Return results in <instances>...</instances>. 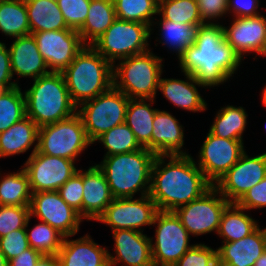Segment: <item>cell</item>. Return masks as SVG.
<instances>
[{
    "label": "cell",
    "mask_w": 266,
    "mask_h": 266,
    "mask_svg": "<svg viewBox=\"0 0 266 266\" xmlns=\"http://www.w3.org/2000/svg\"><path fill=\"white\" fill-rule=\"evenodd\" d=\"M121 60L124 61L120 66L113 69V86L129 99L139 97L153 102L162 73V59L147 51Z\"/></svg>",
    "instance_id": "obj_6"
},
{
    "label": "cell",
    "mask_w": 266,
    "mask_h": 266,
    "mask_svg": "<svg viewBox=\"0 0 266 266\" xmlns=\"http://www.w3.org/2000/svg\"><path fill=\"white\" fill-rule=\"evenodd\" d=\"M91 0H56L67 26L79 30L86 21Z\"/></svg>",
    "instance_id": "obj_41"
},
{
    "label": "cell",
    "mask_w": 266,
    "mask_h": 266,
    "mask_svg": "<svg viewBox=\"0 0 266 266\" xmlns=\"http://www.w3.org/2000/svg\"><path fill=\"white\" fill-rule=\"evenodd\" d=\"M150 31L147 24L116 19L92 47L113 65L115 59L149 51L146 46Z\"/></svg>",
    "instance_id": "obj_7"
},
{
    "label": "cell",
    "mask_w": 266,
    "mask_h": 266,
    "mask_svg": "<svg viewBox=\"0 0 266 266\" xmlns=\"http://www.w3.org/2000/svg\"><path fill=\"white\" fill-rule=\"evenodd\" d=\"M149 194L140 199L114 198L104 213L97 219L114 230H138L137 227L152 225L158 212Z\"/></svg>",
    "instance_id": "obj_14"
},
{
    "label": "cell",
    "mask_w": 266,
    "mask_h": 266,
    "mask_svg": "<svg viewBox=\"0 0 266 266\" xmlns=\"http://www.w3.org/2000/svg\"><path fill=\"white\" fill-rule=\"evenodd\" d=\"M183 130L171 114L157 110L153 120L151 151L156 155H186L183 146Z\"/></svg>",
    "instance_id": "obj_23"
},
{
    "label": "cell",
    "mask_w": 266,
    "mask_h": 266,
    "mask_svg": "<svg viewBox=\"0 0 266 266\" xmlns=\"http://www.w3.org/2000/svg\"><path fill=\"white\" fill-rule=\"evenodd\" d=\"M116 19L113 0H91L86 21L78 30L83 43L92 45Z\"/></svg>",
    "instance_id": "obj_28"
},
{
    "label": "cell",
    "mask_w": 266,
    "mask_h": 266,
    "mask_svg": "<svg viewBox=\"0 0 266 266\" xmlns=\"http://www.w3.org/2000/svg\"><path fill=\"white\" fill-rule=\"evenodd\" d=\"M38 50L52 72H63L83 49L77 30L63 29L32 33Z\"/></svg>",
    "instance_id": "obj_13"
},
{
    "label": "cell",
    "mask_w": 266,
    "mask_h": 266,
    "mask_svg": "<svg viewBox=\"0 0 266 266\" xmlns=\"http://www.w3.org/2000/svg\"><path fill=\"white\" fill-rule=\"evenodd\" d=\"M97 140L101 141L108 150L105 156L128 153L143 148L125 122L111 128Z\"/></svg>",
    "instance_id": "obj_37"
},
{
    "label": "cell",
    "mask_w": 266,
    "mask_h": 266,
    "mask_svg": "<svg viewBox=\"0 0 266 266\" xmlns=\"http://www.w3.org/2000/svg\"><path fill=\"white\" fill-rule=\"evenodd\" d=\"M12 75L37 79L48 74L47 65L40 54L32 34L17 37L9 49Z\"/></svg>",
    "instance_id": "obj_22"
},
{
    "label": "cell",
    "mask_w": 266,
    "mask_h": 266,
    "mask_svg": "<svg viewBox=\"0 0 266 266\" xmlns=\"http://www.w3.org/2000/svg\"><path fill=\"white\" fill-rule=\"evenodd\" d=\"M128 104L129 98L114 86L94 99L80 104L82 109L77 113L91 143L111 128L125 122Z\"/></svg>",
    "instance_id": "obj_8"
},
{
    "label": "cell",
    "mask_w": 266,
    "mask_h": 266,
    "mask_svg": "<svg viewBox=\"0 0 266 266\" xmlns=\"http://www.w3.org/2000/svg\"><path fill=\"white\" fill-rule=\"evenodd\" d=\"M36 266H58V260L55 255H43Z\"/></svg>",
    "instance_id": "obj_50"
},
{
    "label": "cell",
    "mask_w": 266,
    "mask_h": 266,
    "mask_svg": "<svg viewBox=\"0 0 266 266\" xmlns=\"http://www.w3.org/2000/svg\"><path fill=\"white\" fill-rule=\"evenodd\" d=\"M29 178L25 170L8 174L0 181V206H30Z\"/></svg>",
    "instance_id": "obj_32"
},
{
    "label": "cell",
    "mask_w": 266,
    "mask_h": 266,
    "mask_svg": "<svg viewBox=\"0 0 266 266\" xmlns=\"http://www.w3.org/2000/svg\"><path fill=\"white\" fill-rule=\"evenodd\" d=\"M0 266H8V261L4 256L3 252L0 250Z\"/></svg>",
    "instance_id": "obj_52"
},
{
    "label": "cell",
    "mask_w": 266,
    "mask_h": 266,
    "mask_svg": "<svg viewBox=\"0 0 266 266\" xmlns=\"http://www.w3.org/2000/svg\"><path fill=\"white\" fill-rule=\"evenodd\" d=\"M265 249V230L258 227L249 236L217 249L218 266H254Z\"/></svg>",
    "instance_id": "obj_20"
},
{
    "label": "cell",
    "mask_w": 266,
    "mask_h": 266,
    "mask_svg": "<svg viewBox=\"0 0 266 266\" xmlns=\"http://www.w3.org/2000/svg\"><path fill=\"white\" fill-rule=\"evenodd\" d=\"M28 248H30V245L27 239L26 228L12 231L0 238V250L3 252L7 261L15 258Z\"/></svg>",
    "instance_id": "obj_44"
},
{
    "label": "cell",
    "mask_w": 266,
    "mask_h": 266,
    "mask_svg": "<svg viewBox=\"0 0 266 266\" xmlns=\"http://www.w3.org/2000/svg\"><path fill=\"white\" fill-rule=\"evenodd\" d=\"M113 200L106 178L97 165L83 172V218L97 220Z\"/></svg>",
    "instance_id": "obj_21"
},
{
    "label": "cell",
    "mask_w": 266,
    "mask_h": 266,
    "mask_svg": "<svg viewBox=\"0 0 266 266\" xmlns=\"http://www.w3.org/2000/svg\"><path fill=\"white\" fill-rule=\"evenodd\" d=\"M162 35L169 47L178 51V57L189 46L195 44L198 31L203 24L191 25L187 23L172 22L169 20L160 21Z\"/></svg>",
    "instance_id": "obj_35"
},
{
    "label": "cell",
    "mask_w": 266,
    "mask_h": 266,
    "mask_svg": "<svg viewBox=\"0 0 266 266\" xmlns=\"http://www.w3.org/2000/svg\"><path fill=\"white\" fill-rule=\"evenodd\" d=\"M30 206H0V238L28 227Z\"/></svg>",
    "instance_id": "obj_40"
},
{
    "label": "cell",
    "mask_w": 266,
    "mask_h": 266,
    "mask_svg": "<svg viewBox=\"0 0 266 266\" xmlns=\"http://www.w3.org/2000/svg\"><path fill=\"white\" fill-rule=\"evenodd\" d=\"M12 77L13 75L9 50L6 49L4 43L0 42V85H4L8 89L18 86V84L15 82H9Z\"/></svg>",
    "instance_id": "obj_47"
},
{
    "label": "cell",
    "mask_w": 266,
    "mask_h": 266,
    "mask_svg": "<svg viewBox=\"0 0 266 266\" xmlns=\"http://www.w3.org/2000/svg\"><path fill=\"white\" fill-rule=\"evenodd\" d=\"M58 235V236H57ZM65 236L49 224L42 222L35 226L31 233L27 232L29 245L42 255H57Z\"/></svg>",
    "instance_id": "obj_39"
},
{
    "label": "cell",
    "mask_w": 266,
    "mask_h": 266,
    "mask_svg": "<svg viewBox=\"0 0 266 266\" xmlns=\"http://www.w3.org/2000/svg\"><path fill=\"white\" fill-rule=\"evenodd\" d=\"M243 210L236 203H231L223 211L218 230V234L224 238L223 243L238 241L258 228L256 221L244 214Z\"/></svg>",
    "instance_id": "obj_30"
},
{
    "label": "cell",
    "mask_w": 266,
    "mask_h": 266,
    "mask_svg": "<svg viewBox=\"0 0 266 266\" xmlns=\"http://www.w3.org/2000/svg\"><path fill=\"white\" fill-rule=\"evenodd\" d=\"M31 34L71 29L67 26L56 0H25Z\"/></svg>",
    "instance_id": "obj_26"
},
{
    "label": "cell",
    "mask_w": 266,
    "mask_h": 266,
    "mask_svg": "<svg viewBox=\"0 0 266 266\" xmlns=\"http://www.w3.org/2000/svg\"><path fill=\"white\" fill-rule=\"evenodd\" d=\"M219 191L214 185L198 199L178 207L174 212L188 233L201 235L218 232L223 211L231 204L226 198H216Z\"/></svg>",
    "instance_id": "obj_11"
},
{
    "label": "cell",
    "mask_w": 266,
    "mask_h": 266,
    "mask_svg": "<svg viewBox=\"0 0 266 266\" xmlns=\"http://www.w3.org/2000/svg\"><path fill=\"white\" fill-rule=\"evenodd\" d=\"M37 124L29 117L0 133V157L26 152L38 140Z\"/></svg>",
    "instance_id": "obj_27"
},
{
    "label": "cell",
    "mask_w": 266,
    "mask_h": 266,
    "mask_svg": "<svg viewBox=\"0 0 266 266\" xmlns=\"http://www.w3.org/2000/svg\"><path fill=\"white\" fill-rule=\"evenodd\" d=\"M236 204L244 210L265 207L266 176L259 183L249 189Z\"/></svg>",
    "instance_id": "obj_45"
},
{
    "label": "cell",
    "mask_w": 266,
    "mask_h": 266,
    "mask_svg": "<svg viewBox=\"0 0 266 266\" xmlns=\"http://www.w3.org/2000/svg\"><path fill=\"white\" fill-rule=\"evenodd\" d=\"M254 266H266V249L262 255L255 261Z\"/></svg>",
    "instance_id": "obj_51"
},
{
    "label": "cell",
    "mask_w": 266,
    "mask_h": 266,
    "mask_svg": "<svg viewBox=\"0 0 266 266\" xmlns=\"http://www.w3.org/2000/svg\"><path fill=\"white\" fill-rule=\"evenodd\" d=\"M156 222V241L151 244L154 266H174L192 247L189 233L174 211H158L153 224Z\"/></svg>",
    "instance_id": "obj_10"
},
{
    "label": "cell",
    "mask_w": 266,
    "mask_h": 266,
    "mask_svg": "<svg viewBox=\"0 0 266 266\" xmlns=\"http://www.w3.org/2000/svg\"><path fill=\"white\" fill-rule=\"evenodd\" d=\"M229 0H197L199 14L205 23L207 19L220 17L228 11Z\"/></svg>",
    "instance_id": "obj_46"
},
{
    "label": "cell",
    "mask_w": 266,
    "mask_h": 266,
    "mask_svg": "<svg viewBox=\"0 0 266 266\" xmlns=\"http://www.w3.org/2000/svg\"><path fill=\"white\" fill-rule=\"evenodd\" d=\"M92 144L88 139L83 121L78 113L73 116L39 127L37 152L75 160L80 152Z\"/></svg>",
    "instance_id": "obj_9"
},
{
    "label": "cell",
    "mask_w": 266,
    "mask_h": 266,
    "mask_svg": "<svg viewBox=\"0 0 266 266\" xmlns=\"http://www.w3.org/2000/svg\"><path fill=\"white\" fill-rule=\"evenodd\" d=\"M9 89L4 86V85H0V97L5 93L7 92Z\"/></svg>",
    "instance_id": "obj_53"
},
{
    "label": "cell",
    "mask_w": 266,
    "mask_h": 266,
    "mask_svg": "<svg viewBox=\"0 0 266 266\" xmlns=\"http://www.w3.org/2000/svg\"><path fill=\"white\" fill-rule=\"evenodd\" d=\"M113 66L91 45H85L62 72L72 102L94 99L113 86Z\"/></svg>",
    "instance_id": "obj_3"
},
{
    "label": "cell",
    "mask_w": 266,
    "mask_h": 266,
    "mask_svg": "<svg viewBox=\"0 0 266 266\" xmlns=\"http://www.w3.org/2000/svg\"><path fill=\"white\" fill-rule=\"evenodd\" d=\"M262 102H263V105L266 106V87H265V89L263 91V99H262Z\"/></svg>",
    "instance_id": "obj_54"
},
{
    "label": "cell",
    "mask_w": 266,
    "mask_h": 266,
    "mask_svg": "<svg viewBox=\"0 0 266 266\" xmlns=\"http://www.w3.org/2000/svg\"><path fill=\"white\" fill-rule=\"evenodd\" d=\"M174 266H218L217 250L204 244L192 245Z\"/></svg>",
    "instance_id": "obj_43"
},
{
    "label": "cell",
    "mask_w": 266,
    "mask_h": 266,
    "mask_svg": "<svg viewBox=\"0 0 266 266\" xmlns=\"http://www.w3.org/2000/svg\"><path fill=\"white\" fill-rule=\"evenodd\" d=\"M38 218L66 238L78 232L82 217L79 212L66 204L58 191H42L32 193L30 203V216Z\"/></svg>",
    "instance_id": "obj_15"
},
{
    "label": "cell",
    "mask_w": 266,
    "mask_h": 266,
    "mask_svg": "<svg viewBox=\"0 0 266 266\" xmlns=\"http://www.w3.org/2000/svg\"><path fill=\"white\" fill-rule=\"evenodd\" d=\"M26 116L38 127L73 116L77 106L72 102L61 72H52L34 80L24 93Z\"/></svg>",
    "instance_id": "obj_4"
},
{
    "label": "cell",
    "mask_w": 266,
    "mask_h": 266,
    "mask_svg": "<svg viewBox=\"0 0 266 266\" xmlns=\"http://www.w3.org/2000/svg\"><path fill=\"white\" fill-rule=\"evenodd\" d=\"M115 252L117 257L108 252L109 266L121 261L126 266H154L152 259V239L140 230H114Z\"/></svg>",
    "instance_id": "obj_19"
},
{
    "label": "cell",
    "mask_w": 266,
    "mask_h": 266,
    "mask_svg": "<svg viewBox=\"0 0 266 266\" xmlns=\"http://www.w3.org/2000/svg\"><path fill=\"white\" fill-rule=\"evenodd\" d=\"M129 99L126 111L125 123L134 133L138 143L151 151V137L153 132V120L157 109H151L145 99Z\"/></svg>",
    "instance_id": "obj_29"
},
{
    "label": "cell",
    "mask_w": 266,
    "mask_h": 266,
    "mask_svg": "<svg viewBox=\"0 0 266 266\" xmlns=\"http://www.w3.org/2000/svg\"><path fill=\"white\" fill-rule=\"evenodd\" d=\"M42 256L40 252L30 247L15 258L9 260L8 266H36Z\"/></svg>",
    "instance_id": "obj_49"
},
{
    "label": "cell",
    "mask_w": 266,
    "mask_h": 266,
    "mask_svg": "<svg viewBox=\"0 0 266 266\" xmlns=\"http://www.w3.org/2000/svg\"><path fill=\"white\" fill-rule=\"evenodd\" d=\"M164 157L170 161L162 168ZM149 185V196L159 211H175L213 186L188 154L156 156Z\"/></svg>",
    "instance_id": "obj_1"
},
{
    "label": "cell",
    "mask_w": 266,
    "mask_h": 266,
    "mask_svg": "<svg viewBox=\"0 0 266 266\" xmlns=\"http://www.w3.org/2000/svg\"><path fill=\"white\" fill-rule=\"evenodd\" d=\"M224 37L241 58L242 53L251 51L264 55L266 18L262 15L236 17L229 29L224 27Z\"/></svg>",
    "instance_id": "obj_18"
},
{
    "label": "cell",
    "mask_w": 266,
    "mask_h": 266,
    "mask_svg": "<svg viewBox=\"0 0 266 266\" xmlns=\"http://www.w3.org/2000/svg\"><path fill=\"white\" fill-rule=\"evenodd\" d=\"M116 18L151 26L150 17L158 13V0H113Z\"/></svg>",
    "instance_id": "obj_36"
},
{
    "label": "cell",
    "mask_w": 266,
    "mask_h": 266,
    "mask_svg": "<svg viewBox=\"0 0 266 266\" xmlns=\"http://www.w3.org/2000/svg\"><path fill=\"white\" fill-rule=\"evenodd\" d=\"M244 152L241 140L220 138L209 132L201 147L198 165L206 179L215 185Z\"/></svg>",
    "instance_id": "obj_17"
},
{
    "label": "cell",
    "mask_w": 266,
    "mask_h": 266,
    "mask_svg": "<svg viewBox=\"0 0 266 266\" xmlns=\"http://www.w3.org/2000/svg\"><path fill=\"white\" fill-rule=\"evenodd\" d=\"M190 82L178 79H159L158 89L174 105L191 111H204L206 102L196 89L201 85L192 75L185 74ZM195 83V85H194Z\"/></svg>",
    "instance_id": "obj_25"
},
{
    "label": "cell",
    "mask_w": 266,
    "mask_h": 266,
    "mask_svg": "<svg viewBox=\"0 0 266 266\" xmlns=\"http://www.w3.org/2000/svg\"><path fill=\"white\" fill-rule=\"evenodd\" d=\"M74 160L37 152V143L23 168L32 193L57 191L78 170Z\"/></svg>",
    "instance_id": "obj_12"
},
{
    "label": "cell",
    "mask_w": 266,
    "mask_h": 266,
    "mask_svg": "<svg viewBox=\"0 0 266 266\" xmlns=\"http://www.w3.org/2000/svg\"><path fill=\"white\" fill-rule=\"evenodd\" d=\"M180 67L201 86H214L226 81L240 64L241 57L227 43L224 27L215 23L201 25L195 44L179 56Z\"/></svg>",
    "instance_id": "obj_2"
},
{
    "label": "cell",
    "mask_w": 266,
    "mask_h": 266,
    "mask_svg": "<svg viewBox=\"0 0 266 266\" xmlns=\"http://www.w3.org/2000/svg\"><path fill=\"white\" fill-rule=\"evenodd\" d=\"M156 155L146 148L137 151L105 156L97 165L103 172L114 198H133L134 193L143 190L149 194L151 171Z\"/></svg>",
    "instance_id": "obj_5"
},
{
    "label": "cell",
    "mask_w": 266,
    "mask_h": 266,
    "mask_svg": "<svg viewBox=\"0 0 266 266\" xmlns=\"http://www.w3.org/2000/svg\"><path fill=\"white\" fill-rule=\"evenodd\" d=\"M56 257L58 266H109L108 251L94 243L88 235L72 241L64 238Z\"/></svg>",
    "instance_id": "obj_24"
},
{
    "label": "cell",
    "mask_w": 266,
    "mask_h": 266,
    "mask_svg": "<svg viewBox=\"0 0 266 266\" xmlns=\"http://www.w3.org/2000/svg\"><path fill=\"white\" fill-rule=\"evenodd\" d=\"M0 30L16 38L31 34L25 0H0Z\"/></svg>",
    "instance_id": "obj_31"
},
{
    "label": "cell",
    "mask_w": 266,
    "mask_h": 266,
    "mask_svg": "<svg viewBox=\"0 0 266 266\" xmlns=\"http://www.w3.org/2000/svg\"><path fill=\"white\" fill-rule=\"evenodd\" d=\"M265 176L266 153L248 158L244 152L214 187L230 203H237L249 189Z\"/></svg>",
    "instance_id": "obj_16"
},
{
    "label": "cell",
    "mask_w": 266,
    "mask_h": 266,
    "mask_svg": "<svg viewBox=\"0 0 266 266\" xmlns=\"http://www.w3.org/2000/svg\"><path fill=\"white\" fill-rule=\"evenodd\" d=\"M158 13H162V20L205 24L200 17L197 0H158Z\"/></svg>",
    "instance_id": "obj_34"
},
{
    "label": "cell",
    "mask_w": 266,
    "mask_h": 266,
    "mask_svg": "<svg viewBox=\"0 0 266 266\" xmlns=\"http://www.w3.org/2000/svg\"><path fill=\"white\" fill-rule=\"evenodd\" d=\"M26 117L25 96L20 87L9 89L0 97V133Z\"/></svg>",
    "instance_id": "obj_38"
},
{
    "label": "cell",
    "mask_w": 266,
    "mask_h": 266,
    "mask_svg": "<svg viewBox=\"0 0 266 266\" xmlns=\"http://www.w3.org/2000/svg\"><path fill=\"white\" fill-rule=\"evenodd\" d=\"M57 191L66 204L83 218V172H76Z\"/></svg>",
    "instance_id": "obj_42"
},
{
    "label": "cell",
    "mask_w": 266,
    "mask_h": 266,
    "mask_svg": "<svg viewBox=\"0 0 266 266\" xmlns=\"http://www.w3.org/2000/svg\"><path fill=\"white\" fill-rule=\"evenodd\" d=\"M236 1V2H235ZM229 0L228 2V11L233 7V11L236 17H250V16H259L256 12L259 7L258 0Z\"/></svg>",
    "instance_id": "obj_48"
},
{
    "label": "cell",
    "mask_w": 266,
    "mask_h": 266,
    "mask_svg": "<svg viewBox=\"0 0 266 266\" xmlns=\"http://www.w3.org/2000/svg\"><path fill=\"white\" fill-rule=\"evenodd\" d=\"M246 118L247 115L242 107L227 106L217 113L209 132L216 137L242 141Z\"/></svg>",
    "instance_id": "obj_33"
}]
</instances>
